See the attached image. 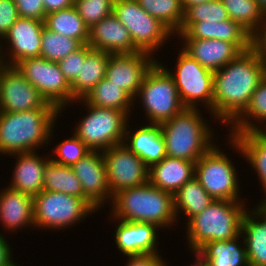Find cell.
<instances>
[{
    "label": "cell",
    "instance_id": "cell-1",
    "mask_svg": "<svg viewBox=\"0 0 266 266\" xmlns=\"http://www.w3.org/2000/svg\"><path fill=\"white\" fill-rule=\"evenodd\" d=\"M257 54L242 52L235 60L214 72L213 116L228 127L245 111L251 95L265 76Z\"/></svg>",
    "mask_w": 266,
    "mask_h": 266
},
{
    "label": "cell",
    "instance_id": "cell-2",
    "mask_svg": "<svg viewBox=\"0 0 266 266\" xmlns=\"http://www.w3.org/2000/svg\"><path fill=\"white\" fill-rule=\"evenodd\" d=\"M60 114L58 108L0 111V155L37 151L40 147H47L50 140H53V128Z\"/></svg>",
    "mask_w": 266,
    "mask_h": 266
},
{
    "label": "cell",
    "instance_id": "cell-3",
    "mask_svg": "<svg viewBox=\"0 0 266 266\" xmlns=\"http://www.w3.org/2000/svg\"><path fill=\"white\" fill-rule=\"evenodd\" d=\"M110 216L122 221L156 224L161 230L175 226L173 194L153 186L149 181L139 187L122 190L113 195Z\"/></svg>",
    "mask_w": 266,
    "mask_h": 266
},
{
    "label": "cell",
    "instance_id": "cell-4",
    "mask_svg": "<svg viewBox=\"0 0 266 266\" xmlns=\"http://www.w3.org/2000/svg\"><path fill=\"white\" fill-rule=\"evenodd\" d=\"M203 116L200 108H185L159 125L166 156L196 163L216 143L211 123Z\"/></svg>",
    "mask_w": 266,
    "mask_h": 266
},
{
    "label": "cell",
    "instance_id": "cell-5",
    "mask_svg": "<svg viewBox=\"0 0 266 266\" xmlns=\"http://www.w3.org/2000/svg\"><path fill=\"white\" fill-rule=\"evenodd\" d=\"M244 201L214 200L186 224L190 249H200L207 242L227 241L241 234V223L246 210Z\"/></svg>",
    "mask_w": 266,
    "mask_h": 266
},
{
    "label": "cell",
    "instance_id": "cell-6",
    "mask_svg": "<svg viewBox=\"0 0 266 266\" xmlns=\"http://www.w3.org/2000/svg\"><path fill=\"white\" fill-rule=\"evenodd\" d=\"M135 101L142 104L147 118L144 122L149 124L161 125L186 108L180 100L173 78L158 59L147 71L134 104Z\"/></svg>",
    "mask_w": 266,
    "mask_h": 266
},
{
    "label": "cell",
    "instance_id": "cell-7",
    "mask_svg": "<svg viewBox=\"0 0 266 266\" xmlns=\"http://www.w3.org/2000/svg\"><path fill=\"white\" fill-rule=\"evenodd\" d=\"M74 103L84 104L87 111L77 125L75 124L74 134L91 151H104L124 142L126 126L131 119L125 112L91 106L82 99Z\"/></svg>",
    "mask_w": 266,
    "mask_h": 266
},
{
    "label": "cell",
    "instance_id": "cell-8",
    "mask_svg": "<svg viewBox=\"0 0 266 266\" xmlns=\"http://www.w3.org/2000/svg\"><path fill=\"white\" fill-rule=\"evenodd\" d=\"M98 211L86 199L42 190L33 197L35 228L65 230Z\"/></svg>",
    "mask_w": 266,
    "mask_h": 266
},
{
    "label": "cell",
    "instance_id": "cell-9",
    "mask_svg": "<svg viewBox=\"0 0 266 266\" xmlns=\"http://www.w3.org/2000/svg\"><path fill=\"white\" fill-rule=\"evenodd\" d=\"M179 52L172 71L161 61L159 63L173 78L182 104L186 108H199L198 105H205L203 107H206V112L208 110L212 118L214 72L203 67L183 49Z\"/></svg>",
    "mask_w": 266,
    "mask_h": 266
},
{
    "label": "cell",
    "instance_id": "cell-10",
    "mask_svg": "<svg viewBox=\"0 0 266 266\" xmlns=\"http://www.w3.org/2000/svg\"><path fill=\"white\" fill-rule=\"evenodd\" d=\"M217 143L195 163L194 177L214 200L243 201L237 168Z\"/></svg>",
    "mask_w": 266,
    "mask_h": 266
},
{
    "label": "cell",
    "instance_id": "cell-11",
    "mask_svg": "<svg viewBox=\"0 0 266 266\" xmlns=\"http://www.w3.org/2000/svg\"><path fill=\"white\" fill-rule=\"evenodd\" d=\"M113 13L128 29L133 45L139 51L155 56L166 40L175 36L159 19L149 15L137 0H115Z\"/></svg>",
    "mask_w": 266,
    "mask_h": 266
},
{
    "label": "cell",
    "instance_id": "cell-12",
    "mask_svg": "<svg viewBox=\"0 0 266 266\" xmlns=\"http://www.w3.org/2000/svg\"><path fill=\"white\" fill-rule=\"evenodd\" d=\"M16 67L47 102L61 111V114L67 106L72 105L71 84L64 77L57 62L40 56L20 61Z\"/></svg>",
    "mask_w": 266,
    "mask_h": 266
},
{
    "label": "cell",
    "instance_id": "cell-13",
    "mask_svg": "<svg viewBox=\"0 0 266 266\" xmlns=\"http://www.w3.org/2000/svg\"><path fill=\"white\" fill-rule=\"evenodd\" d=\"M102 154L112 196L148 182L149 167L123 143L102 151Z\"/></svg>",
    "mask_w": 266,
    "mask_h": 266
},
{
    "label": "cell",
    "instance_id": "cell-14",
    "mask_svg": "<svg viewBox=\"0 0 266 266\" xmlns=\"http://www.w3.org/2000/svg\"><path fill=\"white\" fill-rule=\"evenodd\" d=\"M38 108H56L23 76L16 66L0 70V111L23 112Z\"/></svg>",
    "mask_w": 266,
    "mask_h": 266
},
{
    "label": "cell",
    "instance_id": "cell-15",
    "mask_svg": "<svg viewBox=\"0 0 266 266\" xmlns=\"http://www.w3.org/2000/svg\"><path fill=\"white\" fill-rule=\"evenodd\" d=\"M44 26V21L19 17L3 36L7 51L0 50L1 61L16 66L25 59L40 57Z\"/></svg>",
    "mask_w": 266,
    "mask_h": 266
},
{
    "label": "cell",
    "instance_id": "cell-16",
    "mask_svg": "<svg viewBox=\"0 0 266 266\" xmlns=\"http://www.w3.org/2000/svg\"><path fill=\"white\" fill-rule=\"evenodd\" d=\"M156 61L155 56L143 51L109 54L105 77L134 100L147 71Z\"/></svg>",
    "mask_w": 266,
    "mask_h": 266
},
{
    "label": "cell",
    "instance_id": "cell-17",
    "mask_svg": "<svg viewBox=\"0 0 266 266\" xmlns=\"http://www.w3.org/2000/svg\"><path fill=\"white\" fill-rule=\"evenodd\" d=\"M71 168L81 183L83 198L93 207L100 210L103 205L111 203L113 196L108 188L102 151H91Z\"/></svg>",
    "mask_w": 266,
    "mask_h": 266
},
{
    "label": "cell",
    "instance_id": "cell-18",
    "mask_svg": "<svg viewBox=\"0 0 266 266\" xmlns=\"http://www.w3.org/2000/svg\"><path fill=\"white\" fill-rule=\"evenodd\" d=\"M110 221L117 222L115 228L116 249L125 256H140L159 253V228L153 223L129 222L109 217Z\"/></svg>",
    "mask_w": 266,
    "mask_h": 266
},
{
    "label": "cell",
    "instance_id": "cell-19",
    "mask_svg": "<svg viewBox=\"0 0 266 266\" xmlns=\"http://www.w3.org/2000/svg\"><path fill=\"white\" fill-rule=\"evenodd\" d=\"M179 38L218 39L233 42L242 52L251 49V34L232 19L214 22H182Z\"/></svg>",
    "mask_w": 266,
    "mask_h": 266
},
{
    "label": "cell",
    "instance_id": "cell-20",
    "mask_svg": "<svg viewBox=\"0 0 266 266\" xmlns=\"http://www.w3.org/2000/svg\"><path fill=\"white\" fill-rule=\"evenodd\" d=\"M87 44L92 49L101 50L108 54H129L139 51L133 45L128 29L114 13L89 28Z\"/></svg>",
    "mask_w": 266,
    "mask_h": 266
},
{
    "label": "cell",
    "instance_id": "cell-21",
    "mask_svg": "<svg viewBox=\"0 0 266 266\" xmlns=\"http://www.w3.org/2000/svg\"><path fill=\"white\" fill-rule=\"evenodd\" d=\"M183 50L206 69L216 72L230 61L235 60L242 51L233 43L218 39L179 38Z\"/></svg>",
    "mask_w": 266,
    "mask_h": 266
},
{
    "label": "cell",
    "instance_id": "cell-22",
    "mask_svg": "<svg viewBox=\"0 0 266 266\" xmlns=\"http://www.w3.org/2000/svg\"><path fill=\"white\" fill-rule=\"evenodd\" d=\"M37 154V151H31L7 155H13L12 158L15 157L16 159V163H13L15 167L12 171L10 185H7L9 188L29 194L32 197L43 190V170L50 160V154L48 156Z\"/></svg>",
    "mask_w": 266,
    "mask_h": 266
},
{
    "label": "cell",
    "instance_id": "cell-23",
    "mask_svg": "<svg viewBox=\"0 0 266 266\" xmlns=\"http://www.w3.org/2000/svg\"><path fill=\"white\" fill-rule=\"evenodd\" d=\"M127 123L123 144L143 160L150 168L166 156L165 140L157 124L143 123L134 130H129ZM131 131V132H130Z\"/></svg>",
    "mask_w": 266,
    "mask_h": 266
},
{
    "label": "cell",
    "instance_id": "cell-24",
    "mask_svg": "<svg viewBox=\"0 0 266 266\" xmlns=\"http://www.w3.org/2000/svg\"><path fill=\"white\" fill-rule=\"evenodd\" d=\"M249 209L241 223L249 266H266V204Z\"/></svg>",
    "mask_w": 266,
    "mask_h": 266
},
{
    "label": "cell",
    "instance_id": "cell-25",
    "mask_svg": "<svg viewBox=\"0 0 266 266\" xmlns=\"http://www.w3.org/2000/svg\"><path fill=\"white\" fill-rule=\"evenodd\" d=\"M0 224L3 230L14 233L25 227L35 228L33 197L9 187L0 189Z\"/></svg>",
    "mask_w": 266,
    "mask_h": 266
},
{
    "label": "cell",
    "instance_id": "cell-26",
    "mask_svg": "<svg viewBox=\"0 0 266 266\" xmlns=\"http://www.w3.org/2000/svg\"><path fill=\"white\" fill-rule=\"evenodd\" d=\"M225 142L234 151L240 153V156L246 158V162L251 166V170H255L260 185L263 188L261 192L265 195L259 201V204H266V138L259 131H248L228 136Z\"/></svg>",
    "mask_w": 266,
    "mask_h": 266
},
{
    "label": "cell",
    "instance_id": "cell-27",
    "mask_svg": "<svg viewBox=\"0 0 266 266\" xmlns=\"http://www.w3.org/2000/svg\"><path fill=\"white\" fill-rule=\"evenodd\" d=\"M195 176V162L165 156L149 168V182L163 190L175 194L187 181Z\"/></svg>",
    "mask_w": 266,
    "mask_h": 266
},
{
    "label": "cell",
    "instance_id": "cell-28",
    "mask_svg": "<svg viewBox=\"0 0 266 266\" xmlns=\"http://www.w3.org/2000/svg\"><path fill=\"white\" fill-rule=\"evenodd\" d=\"M109 54L101 50L91 49L76 79L71 83L73 103L87 95L106 75Z\"/></svg>",
    "mask_w": 266,
    "mask_h": 266
},
{
    "label": "cell",
    "instance_id": "cell-29",
    "mask_svg": "<svg viewBox=\"0 0 266 266\" xmlns=\"http://www.w3.org/2000/svg\"><path fill=\"white\" fill-rule=\"evenodd\" d=\"M199 250L205 255L207 266H249L242 234L227 241L207 242Z\"/></svg>",
    "mask_w": 266,
    "mask_h": 266
},
{
    "label": "cell",
    "instance_id": "cell-30",
    "mask_svg": "<svg viewBox=\"0 0 266 266\" xmlns=\"http://www.w3.org/2000/svg\"><path fill=\"white\" fill-rule=\"evenodd\" d=\"M173 200L176 219L179 221L178 217H181L179 215L182 213V216L186 217V223L214 201L195 177L173 195Z\"/></svg>",
    "mask_w": 266,
    "mask_h": 266
},
{
    "label": "cell",
    "instance_id": "cell-31",
    "mask_svg": "<svg viewBox=\"0 0 266 266\" xmlns=\"http://www.w3.org/2000/svg\"><path fill=\"white\" fill-rule=\"evenodd\" d=\"M266 123V75L251 95L245 111L228 127L227 136L248 131H260ZM260 124V125H259ZM266 125V124H265ZM231 128V129H229Z\"/></svg>",
    "mask_w": 266,
    "mask_h": 266
},
{
    "label": "cell",
    "instance_id": "cell-32",
    "mask_svg": "<svg viewBox=\"0 0 266 266\" xmlns=\"http://www.w3.org/2000/svg\"><path fill=\"white\" fill-rule=\"evenodd\" d=\"M82 100L91 106L112 108L125 112L129 117L134 109V100L112 80L103 78Z\"/></svg>",
    "mask_w": 266,
    "mask_h": 266
},
{
    "label": "cell",
    "instance_id": "cell-33",
    "mask_svg": "<svg viewBox=\"0 0 266 266\" xmlns=\"http://www.w3.org/2000/svg\"><path fill=\"white\" fill-rule=\"evenodd\" d=\"M44 25L53 32L79 40L83 45L88 43L89 27L74 6L46 14Z\"/></svg>",
    "mask_w": 266,
    "mask_h": 266
},
{
    "label": "cell",
    "instance_id": "cell-34",
    "mask_svg": "<svg viewBox=\"0 0 266 266\" xmlns=\"http://www.w3.org/2000/svg\"><path fill=\"white\" fill-rule=\"evenodd\" d=\"M43 179V190L83 198L81 183L71 166L60 165L49 160L43 170Z\"/></svg>",
    "mask_w": 266,
    "mask_h": 266
},
{
    "label": "cell",
    "instance_id": "cell-35",
    "mask_svg": "<svg viewBox=\"0 0 266 266\" xmlns=\"http://www.w3.org/2000/svg\"><path fill=\"white\" fill-rule=\"evenodd\" d=\"M230 19L251 35L266 21V15L255 0H221Z\"/></svg>",
    "mask_w": 266,
    "mask_h": 266
},
{
    "label": "cell",
    "instance_id": "cell-36",
    "mask_svg": "<svg viewBox=\"0 0 266 266\" xmlns=\"http://www.w3.org/2000/svg\"><path fill=\"white\" fill-rule=\"evenodd\" d=\"M152 17L159 19L174 34L181 27L184 18L182 0H137Z\"/></svg>",
    "mask_w": 266,
    "mask_h": 266
},
{
    "label": "cell",
    "instance_id": "cell-37",
    "mask_svg": "<svg viewBox=\"0 0 266 266\" xmlns=\"http://www.w3.org/2000/svg\"><path fill=\"white\" fill-rule=\"evenodd\" d=\"M83 44L65 35L53 32L45 26L41 35V57L53 62H60L70 53L76 52Z\"/></svg>",
    "mask_w": 266,
    "mask_h": 266
},
{
    "label": "cell",
    "instance_id": "cell-38",
    "mask_svg": "<svg viewBox=\"0 0 266 266\" xmlns=\"http://www.w3.org/2000/svg\"><path fill=\"white\" fill-rule=\"evenodd\" d=\"M90 152L91 150L73 133L72 137L60 141L52 149L50 160L60 165L72 166ZM53 154L55 156H52Z\"/></svg>",
    "mask_w": 266,
    "mask_h": 266
},
{
    "label": "cell",
    "instance_id": "cell-39",
    "mask_svg": "<svg viewBox=\"0 0 266 266\" xmlns=\"http://www.w3.org/2000/svg\"><path fill=\"white\" fill-rule=\"evenodd\" d=\"M230 19L221 0H212L205 3L189 6L184 11L183 22H214Z\"/></svg>",
    "mask_w": 266,
    "mask_h": 266
},
{
    "label": "cell",
    "instance_id": "cell-40",
    "mask_svg": "<svg viewBox=\"0 0 266 266\" xmlns=\"http://www.w3.org/2000/svg\"><path fill=\"white\" fill-rule=\"evenodd\" d=\"M115 0H74V7L83 22L91 28L101 19L113 14Z\"/></svg>",
    "mask_w": 266,
    "mask_h": 266
},
{
    "label": "cell",
    "instance_id": "cell-41",
    "mask_svg": "<svg viewBox=\"0 0 266 266\" xmlns=\"http://www.w3.org/2000/svg\"><path fill=\"white\" fill-rule=\"evenodd\" d=\"M91 49L92 48L88 44L83 45L76 52L70 53L64 59L58 62L61 72L64 74V77L70 84L78 76L81 68V61H84L87 53Z\"/></svg>",
    "mask_w": 266,
    "mask_h": 266
},
{
    "label": "cell",
    "instance_id": "cell-42",
    "mask_svg": "<svg viewBox=\"0 0 266 266\" xmlns=\"http://www.w3.org/2000/svg\"><path fill=\"white\" fill-rule=\"evenodd\" d=\"M18 15L22 18H31L44 21L46 17L43 0H14Z\"/></svg>",
    "mask_w": 266,
    "mask_h": 266
},
{
    "label": "cell",
    "instance_id": "cell-43",
    "mask_svg": "<svg viewBox=\"0 0 266 266\" xmlns=\"http://www.w3.org/2000/svg\"><path fill=\"white\" fill-rule=\"evenodd\" d=\"M18 18L14 0H0V33L3 36Z\"/></svg>",
    "mask_w": 266,
    "mask_h": 266
},
{
    "label": "cell",
    "instance_id": "cell-44",
    "mask_svg": "<svg viewBox=\"0 0 266 266\" xmlns=\"http://www.w3.org/2000/svg\"><path fill=\"white\" fill-rule=\"evenodd\" d=\"M251 49L257 54L266 74V21L252 34Z\"/></svg>",
    "mask_w": 266,
    "mask_h": 266
},
{
    "label": "cell",
    "instance_id": "cell-45",
    "mask_svg": "<svg viewBox=\"0 0 266 266\" xmlns=\"http://www.w3.org/2000/svg\"><path fill=\"white\" fill-rule=\"evenodd\" d=\"M128 259L125 266H167V262L162 258L161 253L147 254L140 256H126Z\"/></svg>",
    "mask_w": 266,
    "mask_h": 266
},
{
    "label": "cell",
    "instance_id": "cell-46",
    "mask_svg": "<svg viewBox=\"0 0 266 266\" xmlns=\"http://www.w3.org/2000/svg\"><path fill=\"white\" fill-rule=\"evenodd\" d=\"M0 233V266H9L11 265L14 260L11 253H13V250H11V245H9L10 242H8L4 237L5 235H1Z\"/></svg>",
    "mask_w": 266,
    "mask_h": 266
},
{
    "label": "cell",
    "instance_id": "cell-47",
    "mask_svg": "<svg viewBox=\"0 0 266 266\" xmlns=\"http://www.w3.org/2000/svg\"><path fill=\"white\" fill-rule=\"evenodd\" d=\"M46 14L74 6V0H43Z\"/></svg>",
    "mask_w": 266,
    "mask_h": 266
},
{
    "label": "cell",
    "instance_id": "cell-48",
    "mask_svg": "<svg viewBox=\"0 0 266 266\" xmlns=\"http://www.w3.org/2000/svg\"><path fill=\"white\" fill-rule=\"evenodd\" d=\"M190 252L195 255L194 263L190 266H207L206 257L199 249H191Z\"/></svg>",
    "mask_w": 266,
    "mask_h": 266
},
{
    "label": "cell",
    "instance_id": "cell-49",
    "mask_svg": "<svg viewBox=\"0 0 266 266\" xmlns=\"http://www.w3.org/2000/svg\"><path fill=\"white\" fill-rule=\"evenodd\" d=\"M209 1H212V0H182V5L185 11L189 6L209 2Z\"/></svg>",
    "mask_w": 266,
    "mask_h": 266
},
{
    "label": "cell",
    "instance_id": "cell-50",
    "mask_svg": "<svg viewBox=\"0 0 266 266\" xmlns=\"http://www.w3.org/2000/svg\"><path fill=\"white\" fill-rule=\"evenodd\" d=\"M257 4L260 6L261 10L266 15V0H255Z\"/></svg>",
    "mask_w": 266,
    "mask_h": 266
},
{
    "label": "cell",
    "instance_id": "cell-51",
    "mask_svg": "<svg viewBox=\"0 0 266 266\" xmlns=\"http://www.w3.org/2000/svg\"><path fill=\"white\" fill-rule=\"evenodd\" d=\"M265 127L262 128L259 132L266 138V125H264Z\"/></svg>",
    "mask_w": 266,
    "mask_h": 266
},
{
    "label": "cell",
    "instance_id": "cell-52",
    "mask_svg": "<svg viewBox=\"0 0 266 266\" xmlns=\"http://www.w3.org/2000/svg\"><path fill=\"white\" fill-rule=\"evenodd\" d=\"M2 41H3V35L0 33V50H1V49H4V48H3L4 45L1 44ZM1 45H2V46H1Z\"/></svg>",
    "mask_w": 266,
    "mask_h": 266
},
{
    "label": "cell",
    "instance_id": "cell-53",
    "mask_svg": "<svg viewBox=\"0 0 266 266\" xmlns=\"http://www.w3.org/2000/svg\"><path fill=\"white\" fill-rule=\"evenodd\" d=\"M9 266H20V265H17V262H13L11 265H9Z\"/></svg>",
    "mask_w": 266,
    "mask_h": 266
}]
</instances>
